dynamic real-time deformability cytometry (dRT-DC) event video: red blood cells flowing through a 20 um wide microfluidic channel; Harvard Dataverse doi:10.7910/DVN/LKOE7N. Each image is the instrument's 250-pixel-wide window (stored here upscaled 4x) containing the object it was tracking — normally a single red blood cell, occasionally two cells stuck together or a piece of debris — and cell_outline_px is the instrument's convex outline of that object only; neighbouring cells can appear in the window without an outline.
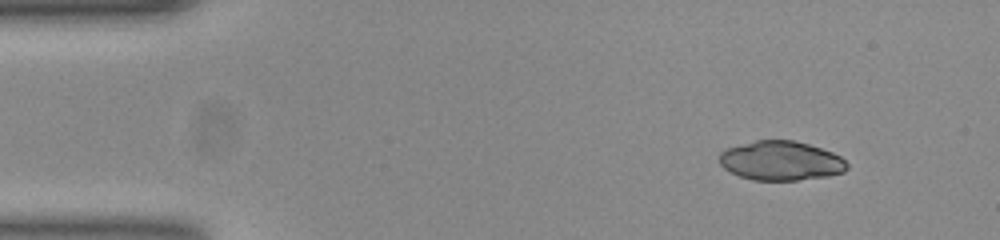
{"species": "common noctule bat (a hibernating species)", "species_latin": "Nyctalus noctula", "temperature_condition": "room temperature", "stored_images_in_passage": 47, "camera_frame_rate_fps": 3000, "um_per_image_px": 0.085, "animal": {"sex": "female", "body_mass_g": 23.0, "forearm_length_mm": 53.4}, "frame": {"image": 1, "passage_image": 1, "time_ms": 0.0, "image_size_px": [1000, 240], "cell_outline_px": [[848, 168], [844, 172], [828, 176], [796, 180], [752, 180], [740, 176], [724, 168], [720, 164], [720, 152], [728, 148], [756, 140], [796, 140], [832, 152], [840, 156], [848, 164]], "centroid_in_image_um": [66.39, 13.66], "position_along_channel_um": 18.6, "area_um2": 29.13}}